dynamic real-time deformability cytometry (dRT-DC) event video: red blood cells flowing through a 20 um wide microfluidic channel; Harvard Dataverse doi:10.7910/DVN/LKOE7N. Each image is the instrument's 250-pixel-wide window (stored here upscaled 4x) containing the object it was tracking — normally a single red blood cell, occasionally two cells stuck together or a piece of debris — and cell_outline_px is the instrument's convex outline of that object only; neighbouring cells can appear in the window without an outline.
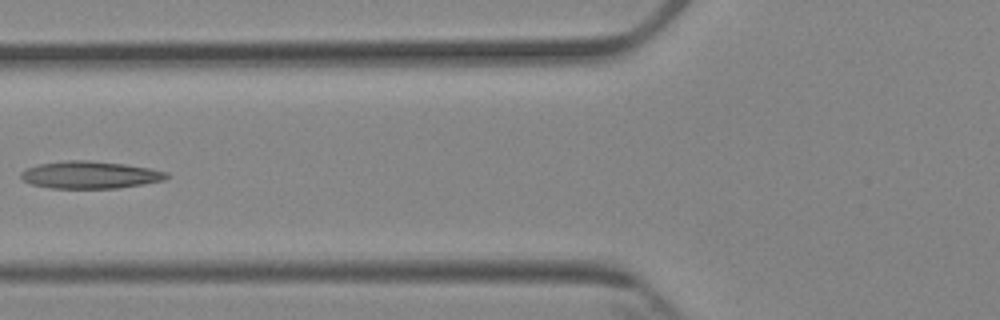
{"species": "Egyptian fruit bat (a non-hibernating species)", "species_latin": "Rousettus aegyptiacus", "temperature_condition": "cold", "stored_images_in_passage": 6, "camera_frame_rate_fps": 3000, "um_per_image_px": 0.085, "animal": {"sex": "female"}, "frame": {"image": 1, "passage_image": 5, "time_ms": 4.667, "image_size_px": [1000, 320], "cell_outline_px": [[172, 176], [164, 180], [144, 184], [116, 188], [48, 188], [32, 184], [24, 180], [20, 176], [20, 172], [36, 164], [64, 160], [88, 160], [124, 164], [152, 168], [168, 172]], "centroid_in_image_um": [7.68, 14.86], "position_along_channel_um": 118.1, "area_um2": 23.41}}
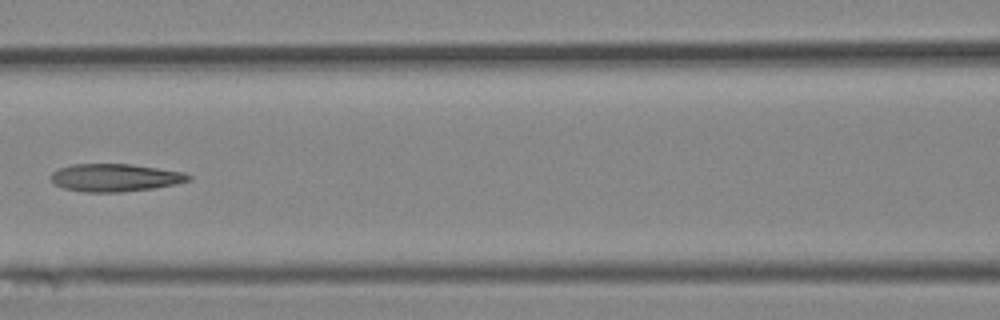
{"frame": {"image": 2, "passage_image": 6, "time_ms": 5.667, "image_size_px": [1000, 320], "cell_outline_px": [[192, 180], [176, 184], [152, 188], [120, 192], [84, 192], [64, 188], [56, 184], [48, 176], [52, 172], [60, 168], [72, 164], [132, 164], [184, 172], [192, 176]], "centroid_in_image_um": [9.79, 15.09], "position_along_channel_um": 156.8, "area_um2": 22.25}}